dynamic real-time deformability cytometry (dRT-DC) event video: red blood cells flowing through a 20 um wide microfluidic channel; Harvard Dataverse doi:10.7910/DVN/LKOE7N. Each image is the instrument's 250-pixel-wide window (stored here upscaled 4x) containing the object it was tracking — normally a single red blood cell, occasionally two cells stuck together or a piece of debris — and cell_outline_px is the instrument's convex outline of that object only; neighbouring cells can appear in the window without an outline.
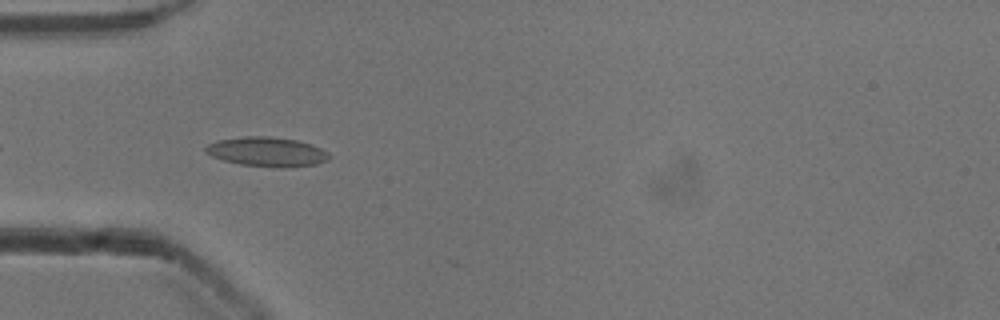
{"species": "common noctule bat (a hibernating species)", "species_latin": "Nyctalus noctula", "temperature_condition": "cold", "stored_images_in_passage": 12, "camera_frame_rate_fps": 3000, "um_per_image_px": 0.085, "animal": {"sex": "male", "body_mass_g": 13.3}, "frame": {"image": 1, "passage_image": 3, "time_ms": 0.667, "image_size_px": [1000, 320], "cell_outline_px": [[332, 156], [328, 160], [316, 164], [284, 168], [280, 168], [240, 164], [224, 160], [212, 156], [204, 152], [204, 148], [208, 144], [220, 140], [244, 136], [268, 136], [296, 140], [312, 144], [328, 152]], "centroid_in_image_um": [22.72, 12.9], "position_along_channel_um": 62.3, "area_um2": 21.21}}